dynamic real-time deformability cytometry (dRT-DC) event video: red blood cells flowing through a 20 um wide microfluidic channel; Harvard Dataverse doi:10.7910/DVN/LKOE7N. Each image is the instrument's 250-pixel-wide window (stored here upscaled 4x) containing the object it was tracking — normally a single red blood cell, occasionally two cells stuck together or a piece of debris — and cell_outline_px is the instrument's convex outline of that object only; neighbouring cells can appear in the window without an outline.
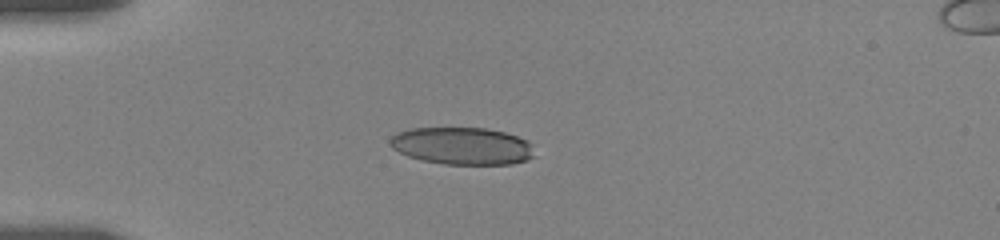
{"species": "human", "species_latin": "Homo sapiens", "temperature_condition": "room temperature", "stored_images_in_passage": 35, "camera_frame_rate_fps": 3000, "um_per_image_px": 0.085, "donor": {"sex": "female"}, "frame": {"image": 1, "passage_image": 1, "time_ms": 0.0, "image_size_px": [1000, 240], "cell_outline_px": [[532, 156], [528, 160], [512, 164], [444, 164], [424, 160], [408, 156], [392, 148], [388, 144], [388, 140], [396, 132], [408, 128], [484, 128], [504, 132], [528, 140], [532, 144]], "centroid_in_image_um": [39.25, 12.4], "position_along_channel_um": 45.7, "area_um2": 31.44}}
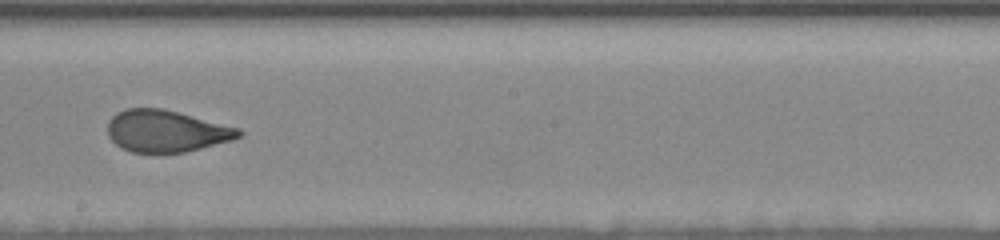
{"frame": {"image": 2, "passage_image": 15, "time_ms": 6.0, "image_size_px": [1000, 240], "cell_outline_px": [[244, 132], [240, 136], [232, 140], [184, 152], [132, 152], [120, 148], [108, 136], [108, 120], [116, 112], [124, 108], [164, 108], [240, 128]], "centroid_in_image_um": [14.11, 11.12], "position_along_channel_um": 234.1, "area_um2": 32.08}}
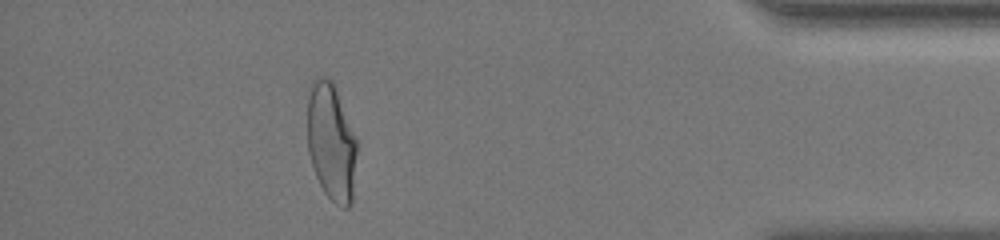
{"frame": {"image": 3, "passage_image": 30, "time_ms": 12.0, "image_size_px": [1000, 240], "cell_outline_px": [[360, 144], [352, 204], [348, 208], [340, 208], [324, 192], [316, 176], [308, 152], [308, 100], [312, 84], [320, 76], [324, 76], [332, 80]], "centroid_in_image_um": [28.23, 12.15], "position_along_channel_um": 407.0, "area_um2": 34.62}, "authors_computed_cell_mechanics": {"area_um2": 33.3506, "velocity_mm_per_s": 3.5506, "shape_relaxation_time_tau1_ms": 6.7266, "shape_relaxation_time_tau2_ms": 0.894, "deformation_change_tau1": 0.2119, "deformation_change_tau2": 0.0754}}